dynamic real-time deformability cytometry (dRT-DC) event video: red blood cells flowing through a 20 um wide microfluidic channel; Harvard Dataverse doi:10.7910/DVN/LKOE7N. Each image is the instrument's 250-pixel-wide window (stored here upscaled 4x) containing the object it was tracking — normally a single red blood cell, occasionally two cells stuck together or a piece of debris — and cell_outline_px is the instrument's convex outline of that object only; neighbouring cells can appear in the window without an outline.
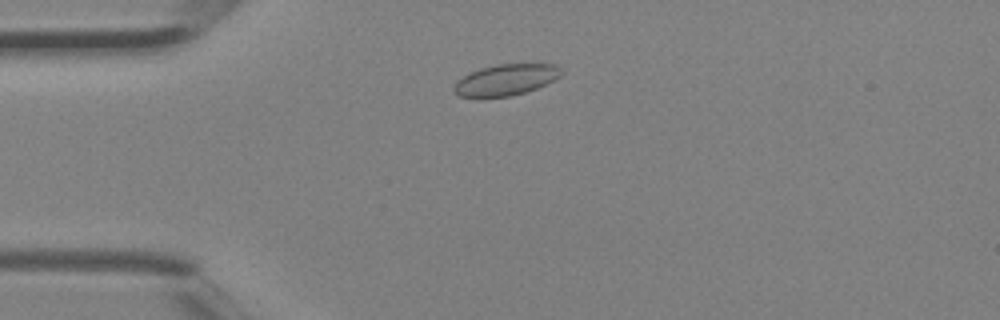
{"species": "Egyptian fruit bat (a non-hibernating species)", "species_latin": "Rousettus aegyptiacus", "temperature_condition": "room temperature", "stored_images_in_passage": 2, "camera_frame_rate_fps": 3000, "um_per_image_px": 0.085, "animal": {"sex": "female"}, "frame": {"image": 1, "passage_image": 1, "time_ms": 0.0, "image_size_px": [1000, 320], "cell_outline_px": [[564, 72], [560, 76], [536, 88], [512, 96], [480, 100], [460, 96], [452, 88], [456, 80], [480, 68], [496, 64], [556, 64]], "centroid_in_image_um": [42.93, 6.82], "position_along_channel_um": 42.1, "area_um2": 19.88}}